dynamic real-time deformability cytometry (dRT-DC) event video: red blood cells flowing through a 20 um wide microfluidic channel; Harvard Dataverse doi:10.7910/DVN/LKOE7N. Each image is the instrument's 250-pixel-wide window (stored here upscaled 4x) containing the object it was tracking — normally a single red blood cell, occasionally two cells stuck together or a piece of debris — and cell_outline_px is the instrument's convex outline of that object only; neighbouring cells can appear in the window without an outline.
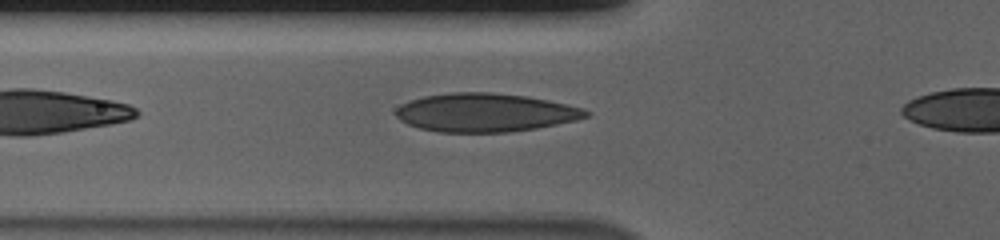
{"species": "human", "species_latin": "Homo sapiens", "temperature_condition": "cold", "stored_images_in_passage": 33, "camera_frame_rate_fps": 3000, "um_per_image_px": 0.085, "donor": {"sex": "male"}, "frame": {"image": 1, "passage_image": 4, "time_ms": 1.0, "image_size_px": [1000, 240], "cell_outline_px": [[592, 112], [588, 116], [576, 120], [536, 128], [508, 132], [440, 132], [420, 128], [408, 124], [400, 120], [396, 116], [396, 108], [408, 100], [424, 96], [452, 92], [492, 92], [528, 96], [568, 104], [584, 108]], "centroid_in_image_um": [41.26, 9.56], "position_along_channel_um": 84.5, "area_um2": 42.77}}
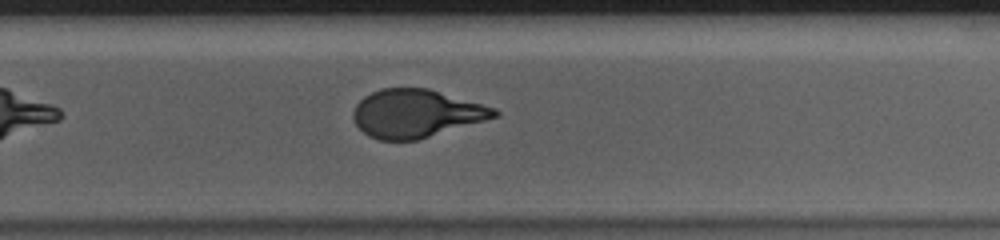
{"frame": {"image": 2, "passage_image": 21, "time_ms": 6.667, "image_size_px": [1000, 240], "cell_outline_px": [[500, 116], [416, 140], [380, 140], [368, 136], [356, 124], [352, 116], [352, 112], [356, 104], [364, 96], [380, 88], [428, 88], [496, 108], [500, 112]], "centroid_in_image_um": [35.37, 9.64], "position_along_channel_um": 294.4, "area_um2": 39.42}}
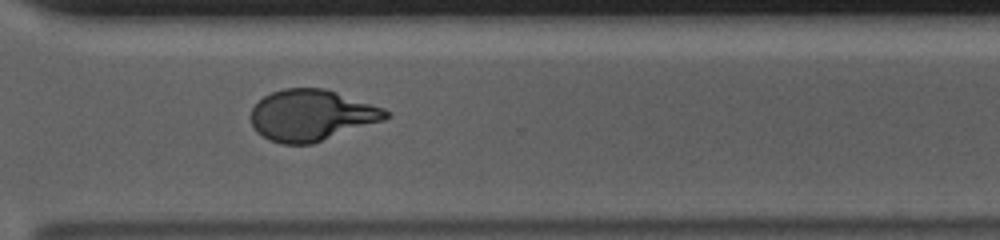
{"frame": {"image": 3, "passage_image": 25, "time_ms": 8.0, "image_size_px": [1000, 240], "cell_outline_px": [[392, 116], [384, 120], [312, 144], [280, 144], [268, 140], [256, 132], [252, 124], [252, 108], [264, 96], [272, 92], [284, 88], [324, 88], [384, 108], [392, 112]], "centroid_in_image_um": [26.49, 9.81], "position_along_channel_um": 344.1, "area_um2": 40.23}, "authors_computed_cell_mechanics": {"area_um2": 40.6334, "velocity_mm_per_s": 3.7055, "shape_relaxation_time_tau1_ms": 4.7351, "shape_relaxation_time_tau2_ms": null, "deformation_change_tau1": 0.204, "deformation_change_tau2": null}}